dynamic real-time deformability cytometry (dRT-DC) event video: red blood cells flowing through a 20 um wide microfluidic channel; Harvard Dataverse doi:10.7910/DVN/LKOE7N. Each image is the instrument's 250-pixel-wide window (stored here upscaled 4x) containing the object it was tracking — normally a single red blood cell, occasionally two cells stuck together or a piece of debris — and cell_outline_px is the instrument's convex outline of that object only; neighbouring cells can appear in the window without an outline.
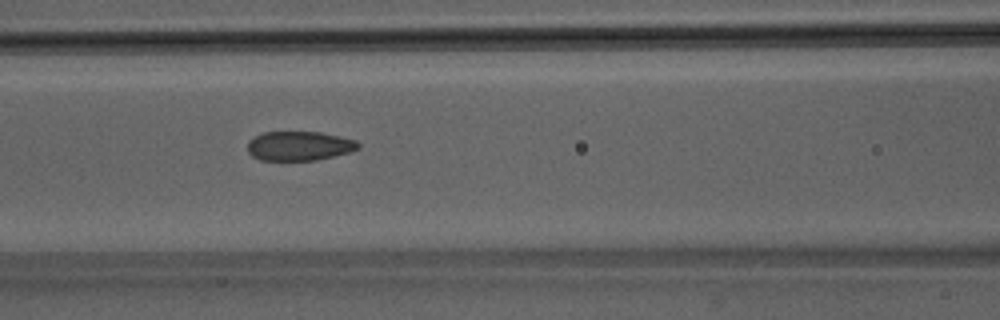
{"species": "Egyptian fruit bat (a non-hibernating species)", "species_latin": "Rousettus aegyptiacus", "temperature_condition": "room temperature", "stored_images_in_passage": 43, "camera_frame_rate_fps": 3000, "um_per_image_px": 0.085, "animal": {"sex": "male"}, "frame": {"image": 1, "passage_image": 15, "time_ms": 4.667, "image_size_px": [1000, 320], "cell_outline_px": [[360, 148], [352, 152], [316, 160], [260, 160], [252, 156], [248, 152], [248, 140], [264, 132], [320, 132], [356, 140], [360, 144]], "centroid_in_image_um": [25.45, 12.41], "position_along_channel_um": 141.1, "area_um2": 18.96}}
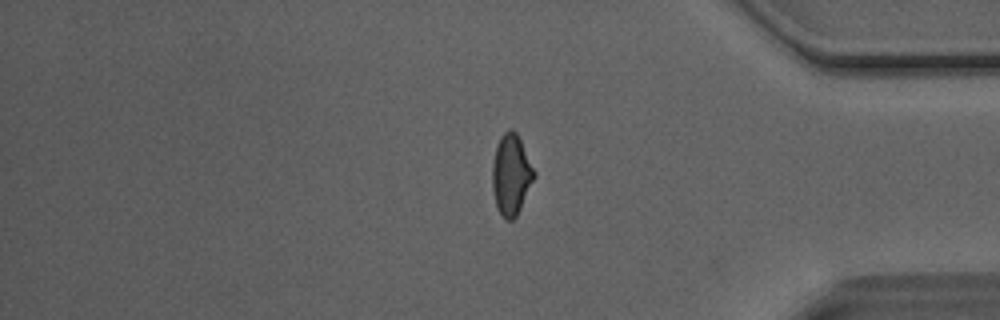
{"frame": {"image": 2, "passage_image": 35, "time_ms": 11.333, "image_size_px": [1000, 320], "cell_outline_px": [[536, 176], [516, 216], [512, 220], [504, 220], [496, 208], [492, 192], [492, 164], [496, 144], [500, 136], [508, 128], [512, 128], [516, 132], [536, 172]], "centroid_in_image_um": [43.43, 14.85], "position_along_channel_um": 391.8, "area_um2": 19.94}}
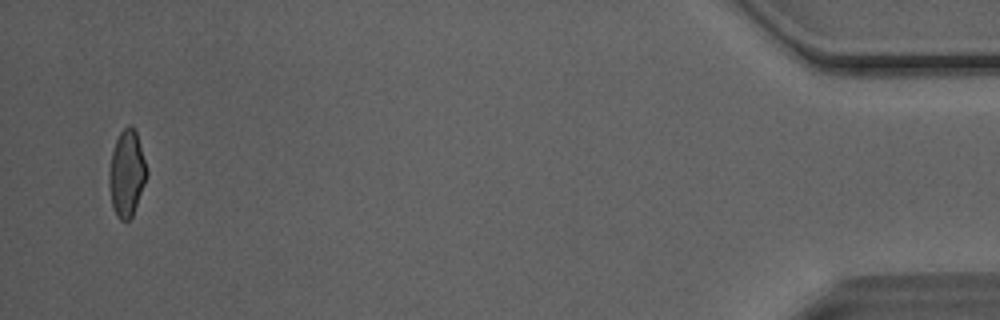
{"frame": {"image": 3, "passage_image": 42, "time_ms": 13.667, "image_size_px": [1000, 320], "cell_outline_px": [[148, 176], [132, 216], [128, 220], [120, 220], [116, 216], [112, 204], [108, 184], [108, 172], [112, 152], [116, 140], [120, 132], [128, 124], [132, 124], [136, 132], [148, 168]], "centroid_in_image_um": [10.78, 14.72], "position_along_channel_um": 424.4, "area_um2": 19.13}, "authors_computed_cell_mechanics": {"area_um2": 19.7676, "velocity_mm_per_s": 4.0998, "shape_relaxation_time_tau1_ms": 4.2802, "shape_relaxation_time_tau2_ms": 1.2725, "deformation_change_tau1": 0.1222, "deformation_change_tau2": 0.0589}}